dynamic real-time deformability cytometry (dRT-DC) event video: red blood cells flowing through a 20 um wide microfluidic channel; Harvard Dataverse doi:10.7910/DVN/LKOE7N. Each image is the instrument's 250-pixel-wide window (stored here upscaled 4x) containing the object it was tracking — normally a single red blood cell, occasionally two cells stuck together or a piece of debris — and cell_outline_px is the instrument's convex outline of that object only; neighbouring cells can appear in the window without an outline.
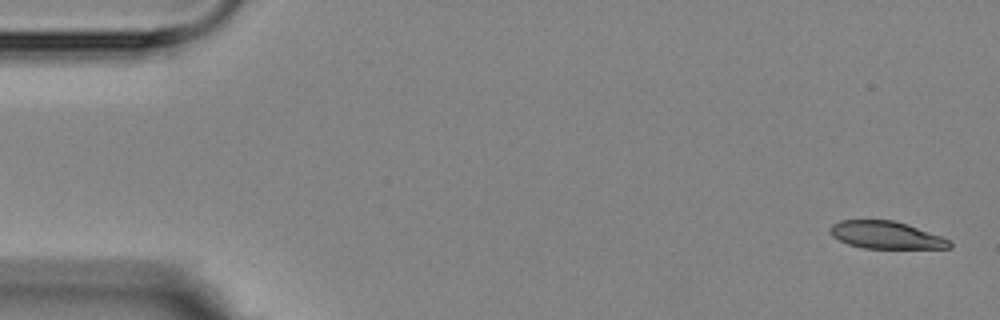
{"species": "Egyptian fruit bat (a non-hibernating species)", "species_latin": "Rousettus aegyptiacus", "temperature_condition": "room temperature", "stored_images_in_passage": 6, "segment_of_instrument_passage": [2, 2], "camera_frame_rate_fps": 3000, "um_per_image_px": 0.085, "animal": {"sex": "female"}, "frame": {"image": 1, "passage_image": 6, "time_ms": 6.0, "image_size_px": [1000, 320], "cell_outline_px": [[952, 248], [864, 248], [848, 244], [832, 236], [832, 224], [840, 220], [892, 220], [908, 224], [940, 236], [948, 240], [952, 244]], "centroid_in_image_um": [75.32, 19.98], "position_along_channel_um": 9.7, "area_um2": 18.79}}